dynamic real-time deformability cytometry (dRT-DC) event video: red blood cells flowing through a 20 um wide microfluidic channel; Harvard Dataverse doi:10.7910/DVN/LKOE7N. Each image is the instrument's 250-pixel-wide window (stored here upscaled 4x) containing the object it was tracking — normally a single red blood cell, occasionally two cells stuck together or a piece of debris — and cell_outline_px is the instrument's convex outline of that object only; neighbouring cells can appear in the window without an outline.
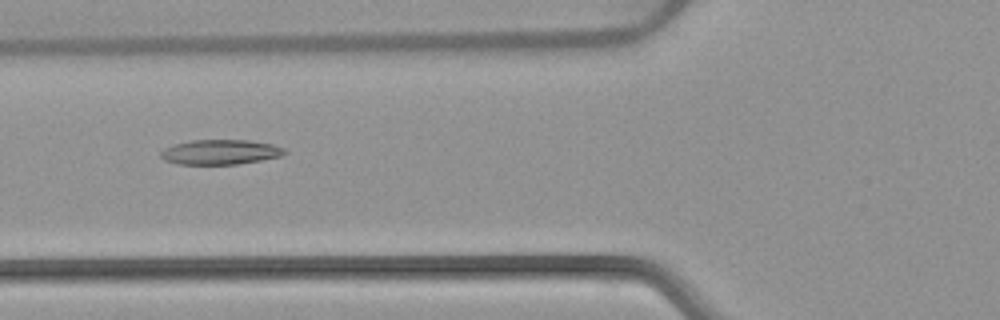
{"species": "common noctule bat (a hibernating species)", "species_latin": "Nyctalus noctula", "temperature_condition": "warm", "stored_images_in_passage": 52, "camera_frame_rate_fps": 3000, "um_per_image_px": 0.085, "animal": {"sex": "female", "body_mass_g": 22.7, "forearm_length_mm": 54.2}, "frame": {"image": 1, "passage_image": 20, "time_ms": 6.333, "image_size_px": [1000, 320], "cell_outline_px": [[288, 152], [280, 156], [260, 160], [236, 164], [180, 164], [164, 160], [160, 156], [160, 152], [164, 148], [172, 144], [192, 140], [248, 140], [272, 144], [284, 148]], "centroid_in_image_um": [18.7, 12.92], "position_along_channel_um": 107.1, "area_um2": 17.92}}
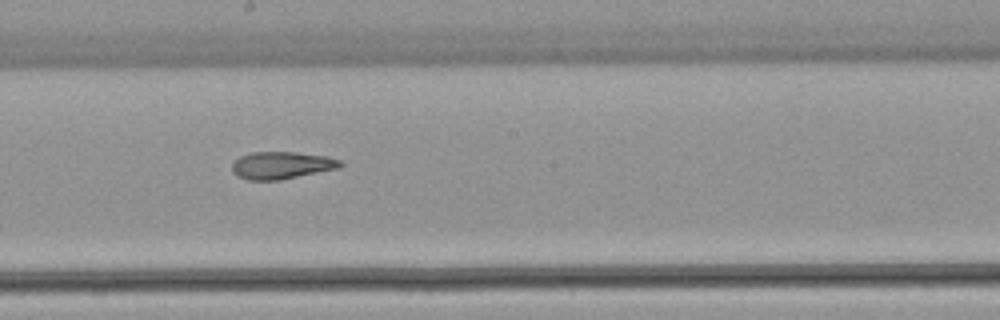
{"frame": {"image": 2, "passage_image": 29, "time_ms": 9.333, "image_size_px": [1000, 320], "cell_outline_px": [[344, 164], [340, 168], [280, 180], [248, 180], [236, 176], [232, 172], [232, 164], [240, 156], [252, 152], [296, 152], [328, 156], [340, 160]], "centroid_in_image_um": [23.95, 14.05], "position_along_channel_um": 224.3, "area_um2": 17.4}}
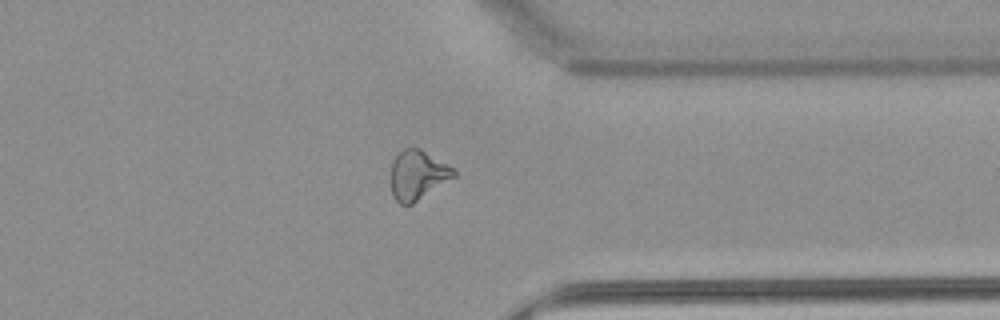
{"frame": {"image": 3, "passage_image": 41, "time_ms": 13.333, "image_size_px": [1000, 320], "cell_outline_px": [[456, 176], [412, 204], [400, 204], [392, 196], [392, 160], [404, 148], [420, 148], [448, 164], [456, 172]], "centroid_in_image_um": [35.51, 14.87], "position_along_channel_um": 375.9, "area_um2": 17.92}, "authors_computed_cell_mechanics": {"area_um2": 19.3919, "velocity_mm_per_s": 3.9046, "shape_relaxation_time_tau1_ms": null, "shape_relaxation_time_tau2_ms": 2.762, "deformation_change_tau1": null, "deformation_change_tau2": 0.1121}}